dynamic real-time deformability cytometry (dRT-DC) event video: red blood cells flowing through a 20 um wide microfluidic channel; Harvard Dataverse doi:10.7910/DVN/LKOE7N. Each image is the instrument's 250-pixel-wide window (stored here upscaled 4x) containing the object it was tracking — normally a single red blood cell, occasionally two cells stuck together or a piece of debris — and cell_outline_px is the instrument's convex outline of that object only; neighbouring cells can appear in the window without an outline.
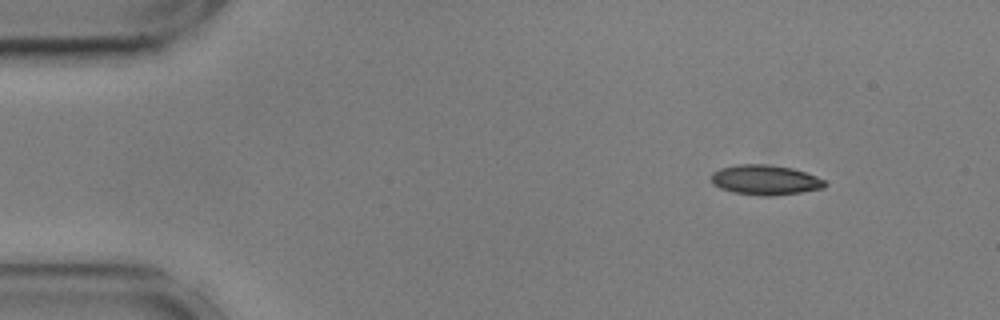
{"species": "common noctule bat (a hibernating species)", "species_latin": "Nyctalus noctula", "temperature_condition": "cold", "stored_images_in_passage": 40, "camera_frame_rate_fps": 3000, "um_per_image_px": 0.085, "animal": {"sex": "male", "body_mass_g": 17.9, "forearm_length_mm": 54.2}, "frame": {"image": 1, "passage_image": 1, "time_ms": 0.0, "image_size_px": [1000, 320], "cell_outline_px": [[828, 184], [824, 188], [800, 192], [772, 196], [760, 196], [732, 192], [720, 188], [712, 184], [712, 172], [720, 168], [736, 164], [768, 164], [792, 168], [816, 176], [824, 180]], "centroid_in_image_um": [65.03, 15.29], "position_along_channel_um": 20.0, "area_um2": 19.94}}
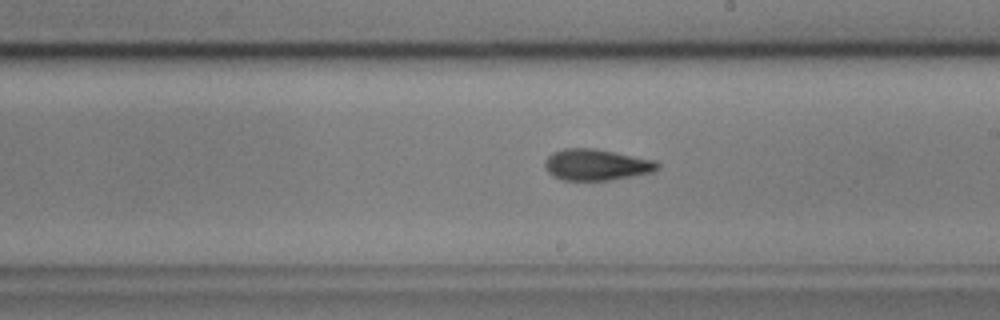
{"frame": {"image": 2, "passage_image": 26, "time_ms": 8.333, "image_size_px": [1000, 320], "cell_outline_px": [[660, 168], [652, 172], [632, 176], [608, 180], [564, 180], [552, 176], [544, 168], [544, 160], [552, 152], [564, 148], [592, 148], [656, 160], [660, 164]], "centroid_in_image_um": [50.67, 14.0], "position_along_channel_um": 238.3, "area_um2": 20.58}}
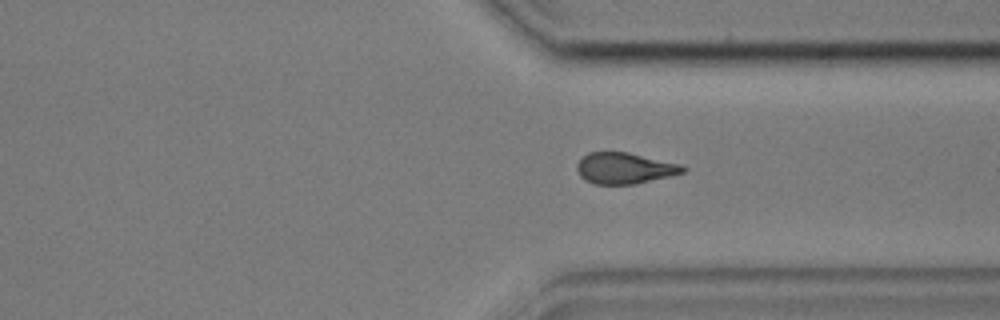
{"frame": {"image": 3, "passage_image": 36, "time_ms": 11.667, "image_size_px": [1000, 320], "cell_outline_px": [[688, 168], [684, 172], [672, 176], [636, 184], [596, 184], [584, 180], [580, 176], [576, 168], [576, 164], [588, 152], [628, 152], [680, 164]], "centroid_in_image_um": [53.1, 14.3], "position_along_channel_um": 358.3, "area_um2": 19.31}, "authors_computed_cell_mechanics": {"area_um2": 20.23, "velocity_mm_per_s": 3.5998, "shape_relaxation_time_tau1_ms": 4.7437, "shape_relaxation_time_tau2_ms": 2.9028, "deformation_change_tau1": 0.1212, "deformation_change_tau2": 0.0871}}